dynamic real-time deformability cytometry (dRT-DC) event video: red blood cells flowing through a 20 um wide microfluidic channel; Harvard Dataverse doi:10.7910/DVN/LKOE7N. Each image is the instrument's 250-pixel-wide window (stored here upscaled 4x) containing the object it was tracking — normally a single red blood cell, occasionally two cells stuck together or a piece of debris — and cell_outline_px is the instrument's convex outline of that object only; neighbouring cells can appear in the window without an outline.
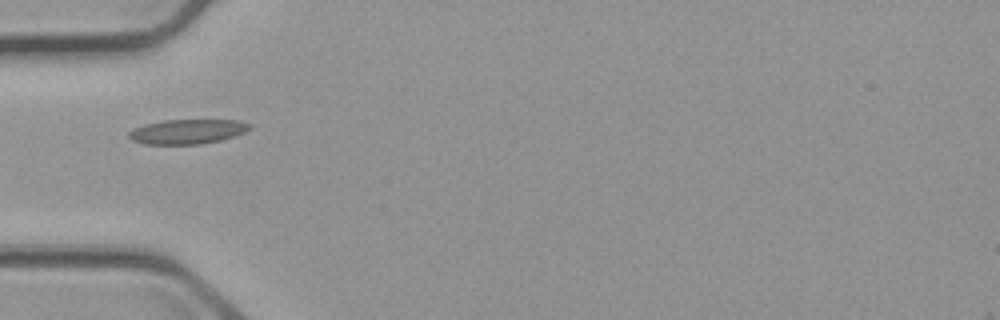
{"species": "common noctule bat (a hibernating species)", "species_latin": "Nyctalus noctula", "temperature_condition": "cold", "stored_images_in_passage": 5, "camera_frame_rate_fps": 3000, "um_per_image_px": 0.085, "animal": {"sex": "male", "body_mass_g": 23.1, "forearm_length_mm": 52.7}, "frame": {"image": 1, "passage_image": 5, "time_ms": 4.333, "image_size_px": [1000, 320], "cell_outline_px": [[252, 128], [236, 136], [220, 140], [200, 144], [144, 144], [132, 140], [128, 136], [128, 132], [132, 128], [144, 124], [164, 120], [240, 120], [252, 124]], "centroid_in_image_um": [15.94, 11.18], "position_along_channel_um": 69.1, "area_um2": 17.51}}